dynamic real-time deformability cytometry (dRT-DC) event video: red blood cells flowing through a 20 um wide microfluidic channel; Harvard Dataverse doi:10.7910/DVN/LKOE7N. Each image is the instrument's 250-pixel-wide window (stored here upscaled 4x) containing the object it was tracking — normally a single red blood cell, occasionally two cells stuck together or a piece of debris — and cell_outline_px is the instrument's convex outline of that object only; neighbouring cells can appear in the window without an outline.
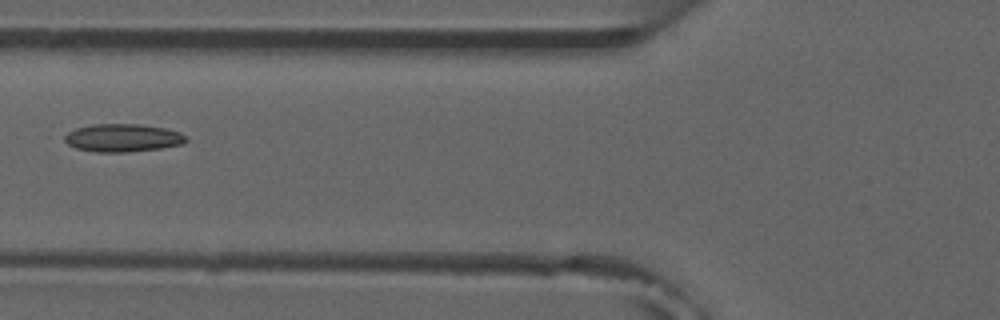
{"species": "common noctule bat (a hibernating species)", "species_latin": "Nyctalus noctula", "temperature_condition": "room temperature", "stored_images_in_passage": 2, "camera_frame_rate_fps": 3000, "um_per_image_px": 0.085, "animal": {"sex": "male", "forearm_length_mm": 52.5}, "frame": {"image": 1, "passage_image": 2, "time_ms": 1.0, "image_size_px": [1000, 320], "cell_outline_px": [[188, 140], [180, 144], [160, 148], [124, 152], [96, 152], [76, 148], [68, 144], [64, 140], [64, 136], [68, 132], [76, 128], [92, 124], [140, 124], [164, 128], [180, 132]], "centroid_in_image_um": [10.4, 11.71], "position_along_channel_um": 115.4, "area_um2": 19.59}}